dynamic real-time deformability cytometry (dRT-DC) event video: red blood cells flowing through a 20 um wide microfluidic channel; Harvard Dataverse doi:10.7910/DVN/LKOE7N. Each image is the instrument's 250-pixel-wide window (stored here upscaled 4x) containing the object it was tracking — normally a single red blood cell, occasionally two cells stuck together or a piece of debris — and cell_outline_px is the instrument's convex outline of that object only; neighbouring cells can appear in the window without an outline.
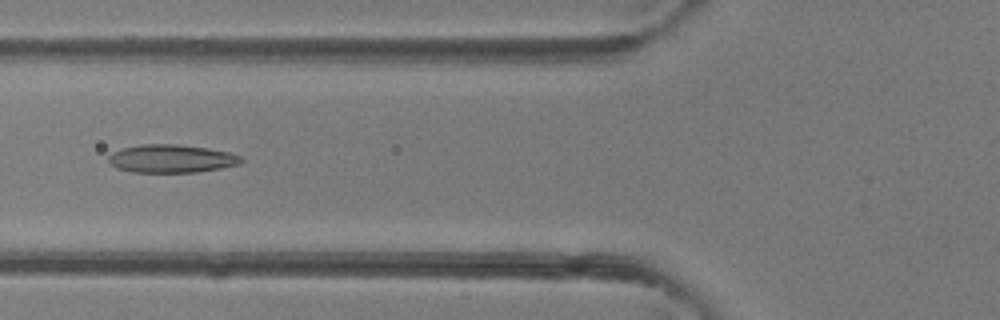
{"species": "common noctule bat (a hibernating species)", "species_latin": "Nyctalus noctula", "temperature_condition": "room temperature", "stored_images_in_passage": 4, "camera_frame_rate_fps": 3000, "um_per_image_px": 0.085, "animal": {"sex": "female"}, "frame": {"image": 1, "passage_image": 4, "time_ms": 4.333, "image_size_px": [1000, 320], "cell_outline_px": [[244, 160], [240, 164], [220, 168], [196, 172], [132, 172], [116, 168], [108, 160], [108, 156], [112, 152], [124, 148], [140, 144], [176, 144], [208, 148], [228, 152], [240, 156]], "centroid_in_image_um": [14.56, 13.48], "position_along_channel_um": 111.2, "area_um2": 21.68}}